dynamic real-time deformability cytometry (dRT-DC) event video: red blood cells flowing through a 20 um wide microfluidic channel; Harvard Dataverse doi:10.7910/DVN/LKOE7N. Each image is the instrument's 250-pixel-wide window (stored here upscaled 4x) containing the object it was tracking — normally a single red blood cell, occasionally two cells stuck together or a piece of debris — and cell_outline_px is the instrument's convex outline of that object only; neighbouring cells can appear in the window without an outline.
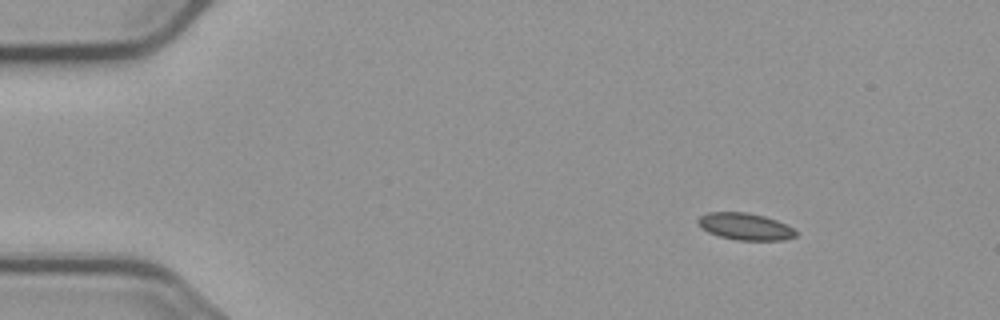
{"species": "common noctule bat (a hibernating species)", "species_latin": "Nyctalus noctula", "temperature_condition": "cold", "stored_images_in_passage": 8, "camera_frame_rate_fps": 3000, "um_per_image_px": 0.085, "animal": {"sex": "male", "body_mass_g": 23.1, "forearm_length_mm": 52.7}, "frame": {"image": 1, "passage_image": 1, "time_ms": 0.0, "image_size_px": [1000, 320], "cell_outline_px": [[796, 236], [784, 240], [736, 240], [720, 236], [708, 232], [696, 220], [700, 216], [708, 212], [748, 212], [764, 216], [776, 220], [792, 228], [796, 232]], "centroid_in_image_um": [63.34, 19.25], "position_along_channel_um": 21.7, "area_um2": 15.14}}
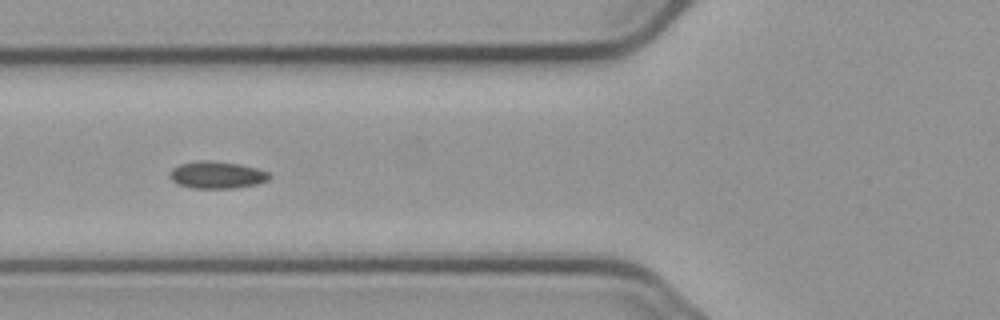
{"frame": {"image": 2, "passage_image": 5, "time_ms": 4.667, "image_size_px": [1000, 320], "cell_outline_px": [[272, 176], [268, 180], [256, 184], [236, 188], [192, 188], [180, 184], [172, 180], [168, 176], [172, 168], [180, 164], [200, 160], [208, 160], [240, 164], [256, 168], [268, 172]], "centroid_in_image_um": [18.44, 14.86], "position_along_channel_um": 107.4, "area_um2": 15.72}}
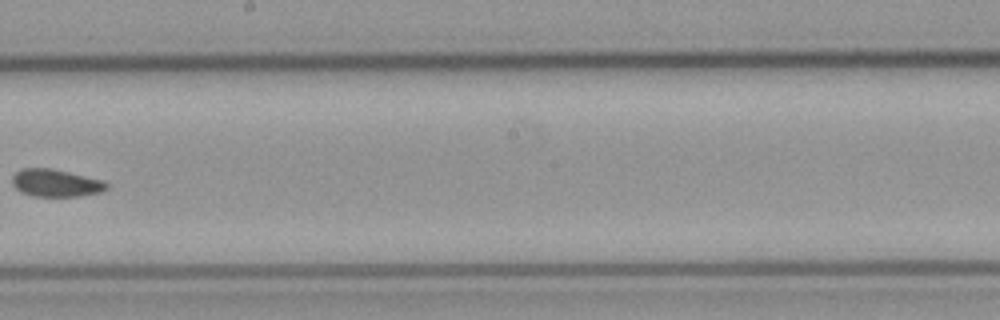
{"frame": {"image": 3, "passage_image": 8, "time_ms": 8.333, "image_size_px": [1000, 320], "cell_outline_px": [[108, 188], [100, 192], [80, 196], [32, 196], [20, 192], [12, 184], [12, 176], [16, 172], [24, 168], [52, 168], [104, 180], [108, 184]], "centroid_in_image_um": [4.74, 15.55], "position_along_channel_um": 243.5, "area_um2": 15.2}}